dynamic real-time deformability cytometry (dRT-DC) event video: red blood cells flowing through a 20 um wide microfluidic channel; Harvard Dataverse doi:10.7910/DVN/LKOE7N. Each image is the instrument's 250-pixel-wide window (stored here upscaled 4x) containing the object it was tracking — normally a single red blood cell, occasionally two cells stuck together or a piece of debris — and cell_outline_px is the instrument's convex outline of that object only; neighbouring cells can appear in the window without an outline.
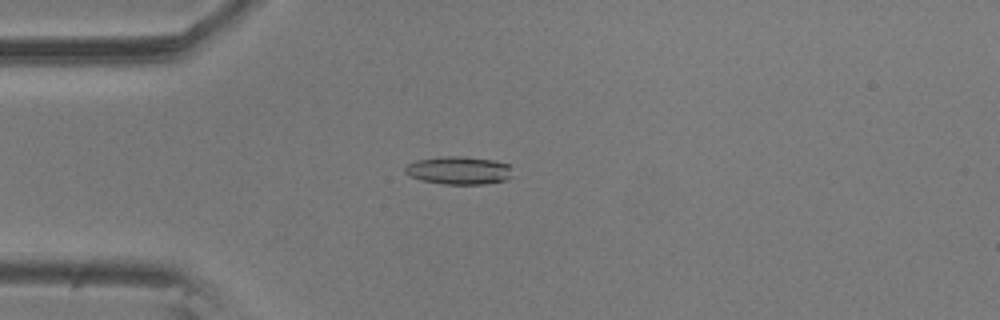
{"species": "common noctule bat (a hibernating species)", "species_latin": "Nyctalus noctula", "temperature_condition": "room temperature", "stored_images_in_passage": 52, "camera_frame_rate_fps": 3000, "um_per_image_px": 0.085, "animal": {"sex": "male", "body_mass_g": 20.5, "forearm_length_mm": 52.5}, "frame": {"image": 1, "passage_image": 10, "time_ms": 3.0, "image_size_px": [1000, 320], "cell_outline_px": [[512, 176], [508, 180], [484, 184], [444, 184], [420, 180], [404, 172], [404, 168], [408, 164], [416, 160], [440, 156], [464, 156], [492, 160], [512, 164]], "centroid_in_image_um": [39.05, 14.48], "position_along_channel_um": 46.0, "area_um2": 17.8}}
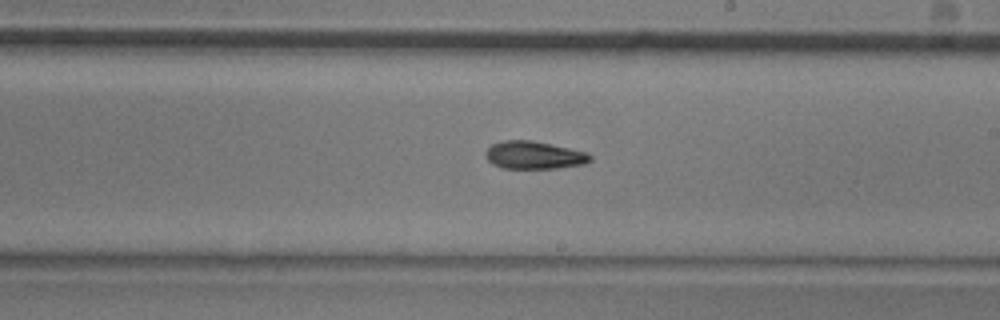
{"frame": {"image": 2, "passage_image": 28, "time_ms": 9.0, "image_size_px": [1000, 320], "cell_outline_px": [[592, 160], [584, 164], [556, 168], [500, 168], [492, 164], [488, 160], [484, 152], [492, 144], [504, 140], [532, 140], [568, 148], [584, 152], [592, 156]], "centroid_in_image_um": [45.36, 13.19], "position_along_channel_um": 243.6, "area_um2": 16.82}}
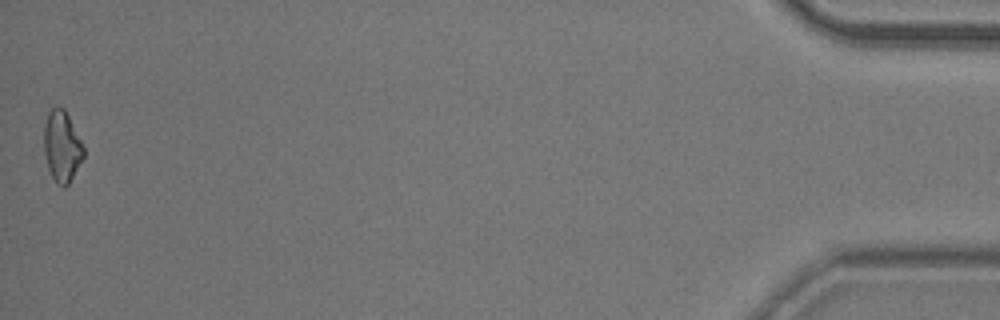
{"frame": {"image": 3, "passage_image": 52, "time_ms": 17.0, "image_size_px": [1000, 320], "cell_outline_px": [[84, 156], [68, 184], [64, 188], [56, 184], [48, 168], [44, 152], [44, 124], [48, 112], [56, 104], [64, 108], [84, 148]], "centroid_in_image_um": [5.24, 12.43], "position_along_channel_um": 430.0, "area_um2": 16.3}, "authors_computed_cell_mechanics": {"area_um2": 16.8487, "velocity_mm_per_s": 3.548, "shape_relaxation_time_tau1_ms": 6.7183, "shape_relaxation_time_tau2_ms": 4.189, "deformation_change_tau1": 0.1518, "deformation_change_tau2": 0.1123}}